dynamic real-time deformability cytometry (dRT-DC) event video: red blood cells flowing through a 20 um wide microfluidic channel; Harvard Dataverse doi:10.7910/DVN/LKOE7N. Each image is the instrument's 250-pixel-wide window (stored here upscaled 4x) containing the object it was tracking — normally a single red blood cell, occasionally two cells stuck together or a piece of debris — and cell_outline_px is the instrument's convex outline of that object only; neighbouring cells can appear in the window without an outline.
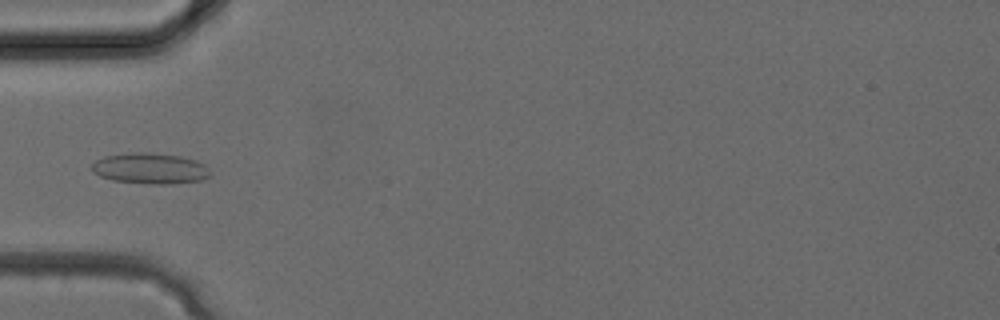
{"species": "common noctule bat (a hibernating species)", "species_latin": "Nyctalus noctula", "temperature_condition": "cold", "stored_images_in_passage": 33, "camera_frame_rate_fps": 3000, "um_per_image_px": 0.085, "animal": {"sex": "female", "body_mass_g": 24.6, "forearm_length_mm": 56.2}, "frame": {"image": 1, "passage_image": 11, "time_ms": 3.333, "image_size_px": [1000, 320], "cell_outline_px": [[212, 176], [200, 180], [172, 184], [152, 184], [112, 180], [100, 176], [92, 172], [92, 164], [96, 160], [104, 156], [132, 152], [148, 152], [180, 156], [196, 160], [204, 164], [208, 168]], "centroid_in_image_um": [12.77, 14.31], "position_along_channel_um": 72.2, "area_um2": 21.39}}
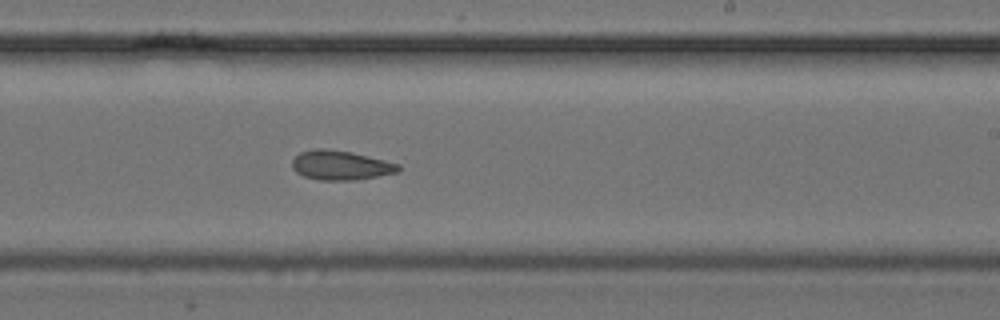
{"frame": {"image": 2, "passage_image": 20, "time_ms": 6.333, "image_size_px": [1000, 320], "cell_outline_px": [[400, 172], [356, 180], [320, 180], [304, 176], [296, 172], [292, 168], [292, 160], [300, 152], [312, 148], [324, 148], [352, 152], [400, 164]], "centroid_in_image_um": [28.95, 14.04], "position_along_channel_um": 260.0, "area_um2": 18.32}}
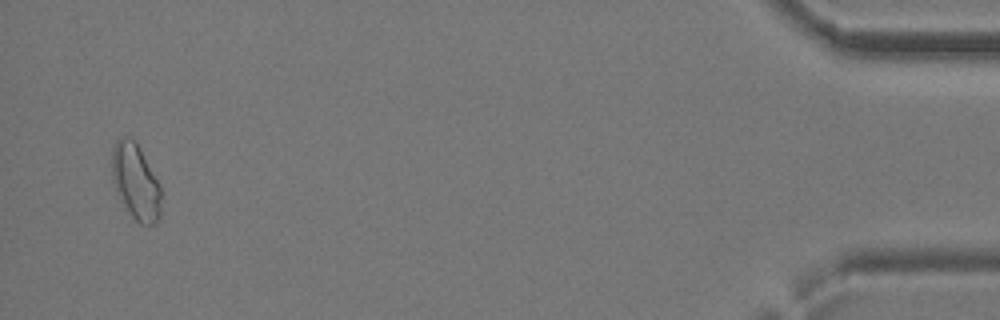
{"frame": {"image": 3, "passage_image": 32, "time_ms": 10.333, "image_size_px": [1000, 320], "cell_outline_px": [[160, 220], [156, 224], [140, 224], [128, 212], [116, 192], [112, 180], [112, 148], [116, 140], [120, 136], [132, 136], [136, 140], [160, 184]], "centroid_in_image_um": [11.52, 15.41], "position_along_channel_um": 423.7, "area_um2": 22.08}}